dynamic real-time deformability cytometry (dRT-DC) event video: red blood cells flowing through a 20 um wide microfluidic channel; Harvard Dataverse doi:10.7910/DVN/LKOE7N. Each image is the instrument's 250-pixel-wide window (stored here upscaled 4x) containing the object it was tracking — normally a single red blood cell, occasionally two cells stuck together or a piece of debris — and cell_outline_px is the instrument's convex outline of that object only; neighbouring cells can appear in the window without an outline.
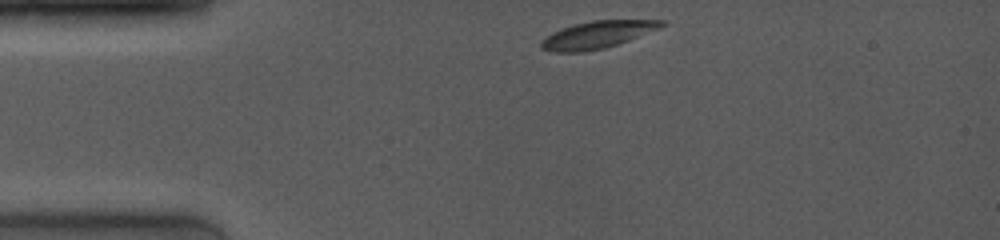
{"species": "common noctule bat (a hibernating species)", "species_latin": "Nyctalus noctula", "temperature_condition": "room temperature", "stored_images_in_passage": 49, "camera_frame_rate_fps": 4000, "um_per_image_px": 0.085, "animal": {"sex": "female", "body_mass_g": 19.0, "forearm_length_mm": 53.3}, "frame": {"image": 1, "passage_image": 1, "time_ms": 0.0, "image_size_px": [1000, 240], "cell_outline_px": [[668, 24], [660, 28], [628, 40], [604, 48], [580, 52], [552, 52], [540, 48], [540, 40], [552, 32], [560, 28], [572, 24], [592, 20], [668, 20]], "centroid_in_image_um": [50.75, 2.94], "position_along_channel_um": 34.3, "area_um2": 19.25}}
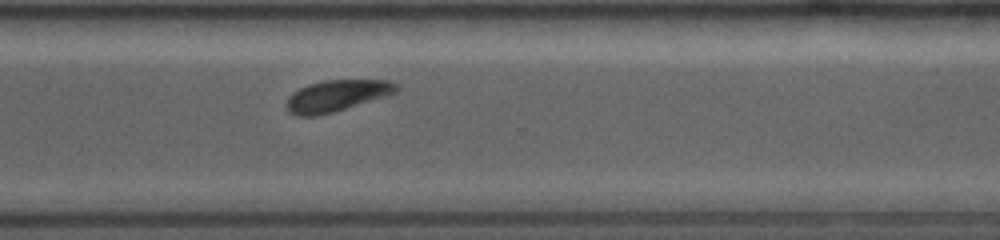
{"frame": {"image": 2, "passage_image": 35, "time_ms": 8.75, "image_size_px": [1000, 240], "cell_outline_px": [[400, 88], [396, 92], [384, 96], [332, 112], [316, 116], [296, 116], [288, 112], [288, 96], [292, 92], [308, 84], [324, 80], [388, 80], [396, 84]], "centroid_in_image_um": [28.59, 8.13], "position_along_channel_um": 342.0, "area_um2": 19.77}}
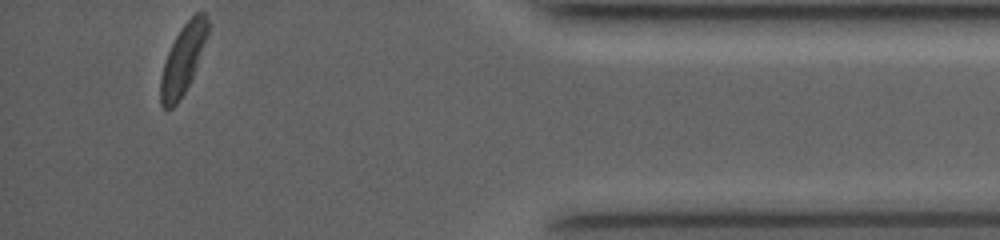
{"frame": {"image": 3, "passage_image": 48, "time_ms": 11.5, "image_size_px": [1000, 240], "cell_outline_px": [[208, 32], [192, 76], [184, 92], [176, 104], [172, 108], [164, 108], [160, 104], [160, 76], [168, 52], [180, 28], [196, 12], [204, 12], [208, 20]], "centroid_in_image_um": [15.52, 5.05], "position_along_channel_um": 419.7, "area_um2": 18.5}, "authors_computed_cell_mechanics": {"area_um2": 19.941, "velocity_mm_per_s": 4.0125, "shape_relaxation_time_tau1_ms": 2.2558, "shape_relaxation_time_tau2_ms": null, "deformation_change_tau1": 0.1376, "deformation_change_tau2": null}}